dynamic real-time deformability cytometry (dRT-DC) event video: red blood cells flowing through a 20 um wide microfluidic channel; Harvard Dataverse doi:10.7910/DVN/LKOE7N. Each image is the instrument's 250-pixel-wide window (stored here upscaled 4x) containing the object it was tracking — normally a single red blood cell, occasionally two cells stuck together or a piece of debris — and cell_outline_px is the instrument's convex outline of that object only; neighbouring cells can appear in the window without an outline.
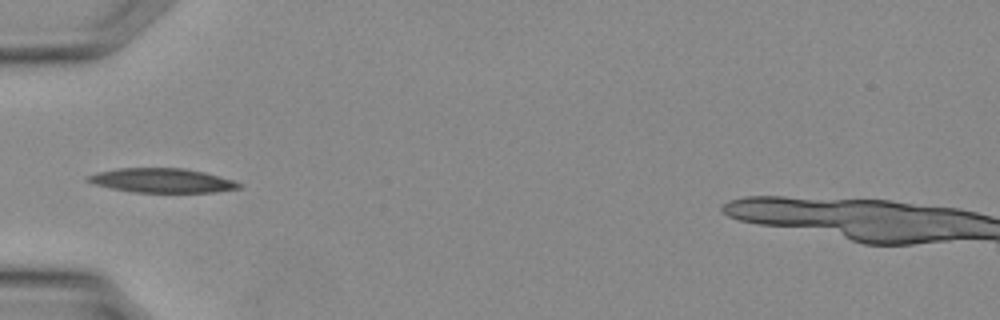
{"species": "Egyptian fruit bat (a non-hibernating species)", "species_latin": "Rousettus aegyptiacus", "temperature_condition": "warm", "stored_images_in_passage": 25, "camera_frame_rate_fps": 3000, "um_per_image_px": 0.085, "animal": {"sex": "female"}, "frame": {"image": 1, "passage_image": 1, "time_ms": 0.0, "image_size_px": [1000, 320], "cell_outline_px": [[244, 184], [240, 188], [216, 192], [132, 192], [92, 184], [84, 180], [84, 176], [96, 172], [116, 168], [184, 168], [204, 172], [232, 180]], "centroid_in_image_um": [13.7, 15.34], "position_along_channel_um": 71.3, "area_um2": 21.56}}